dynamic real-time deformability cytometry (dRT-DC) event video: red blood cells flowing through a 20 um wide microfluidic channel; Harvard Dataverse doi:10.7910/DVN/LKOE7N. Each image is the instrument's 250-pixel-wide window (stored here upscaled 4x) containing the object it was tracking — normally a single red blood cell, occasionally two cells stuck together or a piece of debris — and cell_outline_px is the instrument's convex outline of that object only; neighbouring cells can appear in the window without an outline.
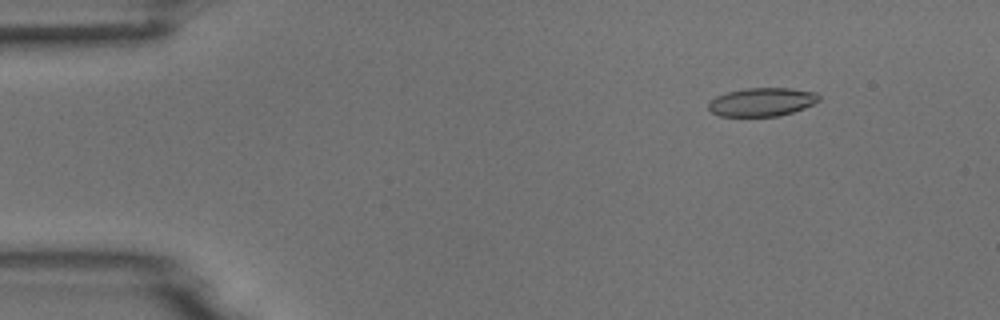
{"species": "common noctule bat (a hibernating species)", "species_latin": "Nyctalus noctula", "temperature_condition": "room temperature", "stored_images_in_passage": 7, "camera_frame_rate_fps": 3000, "um_per_image_px": 0.085, "animal": {"sex": "male", "body_mass_g": 18.8}, "frame": {"image": 1, "passage_image": 2, "time_ms": 1.333, "image_size_px": [1000, 320], "cell_outline_px": [[820, 100], [804, 108], [792, 112], [776, 116], [720, 116], [712, 112], [708, 108], [708, 104], [716, 96], [728, 92], [744, 88], [792, 88], [816, 92], [820, 96]], "centroid_in_image_um": [64.78, 8.66], "position_along_channel_um": 20.2, "area_um2": 18.26}}
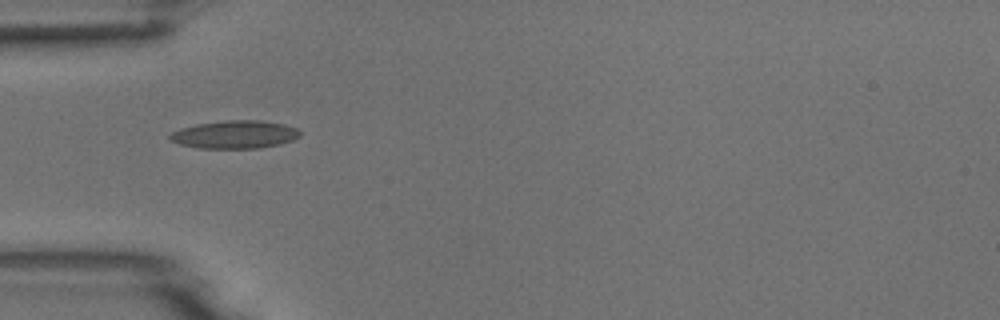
{"frame": {"image": 2, "passage_image": 5, "time_ms": 4.667, "image_size_px": [1000, 320], "cell_outline_px": [[300, 136], [292, 140], [280, 144], [256, 148], [196, 148], [180, 144], [172, 140], [168, 136], [172, 132], [180, 128], [196, 124], [224, 120], [260, 120], [284, 124], [296, 128], [300, 132]], "centroid_in_image_um": [19.95, 11.43], "position_along_channel_um": 65.1, "area_um2": 21.15}}
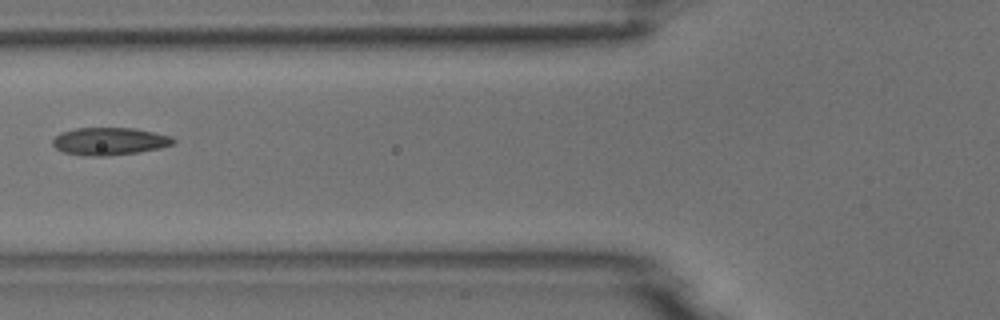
{"frame": {"image": 3, "passage_image": 6, "time_ms": 6.0, "image_size_px": [1000, 320], "cell_outline_px": [[176, 144], [160, 148], [140, 152], [108, 156], [88, 156], [64, 152], [56, 148], [52, 144], [52, 140], [60, 132], [76, 128], [136, 128], [172, 136], [176, 140]], "centroid_in_image_um": [9.35, 12.01], "position_along_channel_um": 116.4, "area_um2": 19.59}}